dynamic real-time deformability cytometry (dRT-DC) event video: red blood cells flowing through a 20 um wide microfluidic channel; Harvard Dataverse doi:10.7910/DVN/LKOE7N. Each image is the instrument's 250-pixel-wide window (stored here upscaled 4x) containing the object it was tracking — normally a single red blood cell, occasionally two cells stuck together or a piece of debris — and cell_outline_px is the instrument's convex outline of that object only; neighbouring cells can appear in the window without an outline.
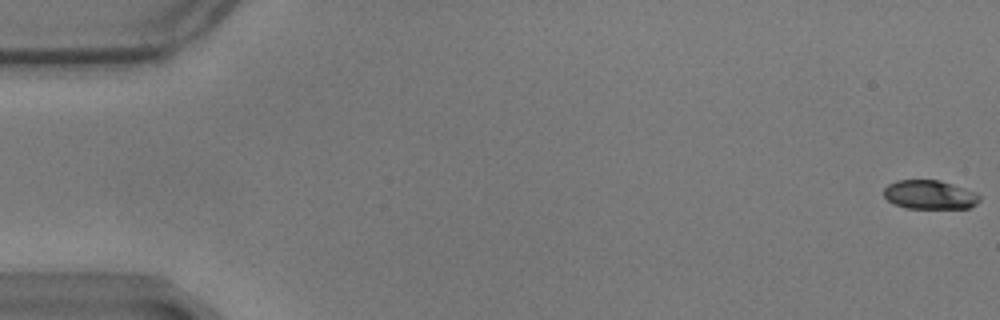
{"species": "common noctule bat (a hibernating species)", "species_latin": "Nyctalus noctula", "temperature_condition": "warm", "stored_images_in_passage": 59, "camera_frame_rate_fps": 3000, "um_per_image_px": 0.085, "animal": {"sex": "male", "body_mass_g": 17.9}, "frame": {"image": 1, "passage_image": 1, "time_ms": 0.0, "image_size_px": [1000, 320], "cell_outline_px": [[980, 200], [976, 204], [968, 208], [908, 208], [896, 204], [888, 200], [884, 196], [884, 188], [888, 184], [896, 180], [940, 180], [976, 192], [980, 196]], "centroid_in_image_um": [79.03, 16.54], "position_along_channel_um": 6.0, "area_um2": 16.07}}
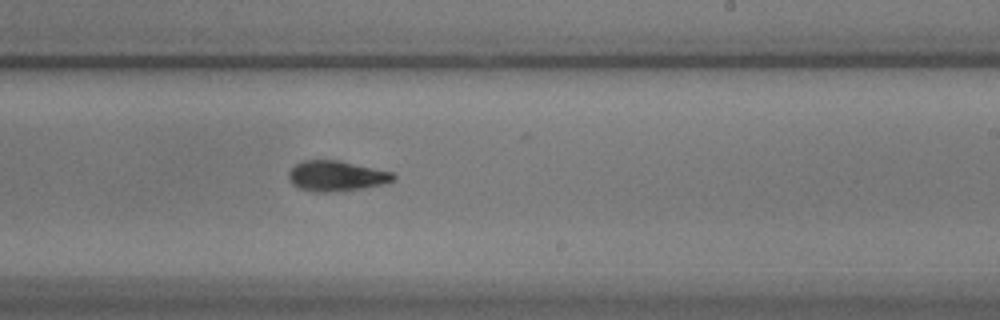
{"frame": {"image": 2, "passage_image": 36, "time_ms": 11.667, "image_size_px": [1000, 320], "cell_outline_px": [[396, 180], [384, 184], [364, 188], [328, 192], [312, 192], [300, 188], [292, 184], [288, 180], [288, 172], [296, 164], [304, 160], [340, 160], [392, 172], [396, 176]], "centroid_in_image_um": [28.59, 14.96], "position_along_channel_um": 260.4, "area_um2": 18.67}}
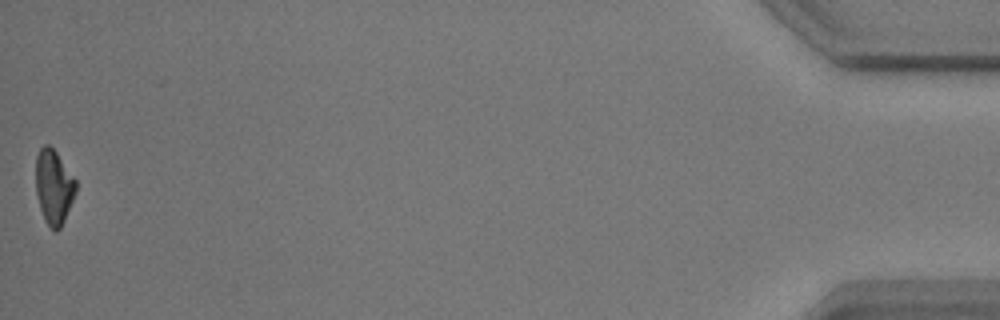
{"frame": {"image": 3, "passage_image": 59, "time_ms": 19.333, "image_size_px": [1000, 320], "cell_outline_px": [[76, 192], [64, 220], [60, 228], [56, 232], [44, 220], [40, 208], [36, 192], [36, 156], [40, 148], [44, 144], [48, 144], [56, 152], [76, 180]], "centroid_in_image_um": [4.56, 15.87], "position_along_channel_um": 430.6, "area_um2": 17.22}, "authors_computed_cell_mechanics": {"area_um2": 18.1492, "velocity_mm_per_s": 3.4668, "shape_relaxation_time_tau1_ms": 3.8885, "shape_relaxation_time_tau2_ms": 4.1137, "deformation_change_tau1": 0.1443, "deformation_change_tau2": 0.1048}}